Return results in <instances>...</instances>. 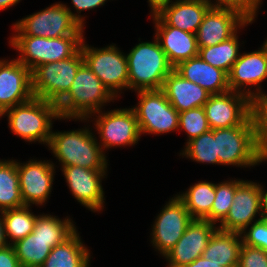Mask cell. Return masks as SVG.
<instances>
[{
    "label": "cell",
    "mask_w": 267,
    "mask_h": 267,
    "mask_svg": "<svg viewBox=\"0 0 267 267\" xmlns=\"http://www.w3.org/2000/svg\"><path fill=\"white\" fill-rule=\"evenodd\" d=\"M70 7L55 3L13 24L15 34L45 38L84 35V27L71 15Z\"/></svg>",
    "instance_id": "cell-8"
},
{
    "label": "cell",
    "mask_w": 267,
    "mask_h": 267,
    "mask_svg": "<svg viewBox=\"0 0 267 267\" xmlns=\"http://www.w3.org/2000/svg\"><path fill=\"white\" fill-rule=\"evenodd\" d=\"M189 1H201V2H209V0H189Z\"/></svg>",
    "instance_id": "cell-47"
},
{
    "label": "cell",
    "mask_w": 267,
    "mask_h": 267,
    "mask_svg": "<svg viewBox=\"0 0 267 267\" xmlns=\"http://www.w3.org/2000/svg\"><path fill=\"white\" fill-rule=\"evenodd\" d=\"M4 220L5 233L9 245L31 234L36 222V215L30 206L1 211Z\"/></svg>",
    "instance_id": "cell-32"
},
{
    "label": "cell",
    "mask_w": 267,
    "mask_h": 267,
    "mask_svg": "<svg viewBox=\"0 0 267 267\" xmlns=\"http://www.w3.org/2000/svg\"><path fill=\"white\" fill-rule=\"evenodd\" d=\"M139 102L133 107L142 134H164L178 130L179 112L162 89L136 91Z\"/></svg>",
    "instance_id": "cell-10"
},
{
    "label": "cell",
    "mask_w": 267,
    "mask_h": 267,
    "mask_svg": "<svg viewBox=\"0 0 267 267\" xmlns=\"http://www.w3.org/2000/svg\"><path fill=\"white\" fill-rule=\"evenodd\" d=\"M4 115L13 134L26 142L38 141L47 146L52 134V119L61 120L57 104L37 97L6 109L1 117Z\"/></svg>",
    "instance_id": "cell-4"
},
{
    "label": "cell",
    "mask_w": 267,
    "mask_h": 267,
    "mask_svg": "<svg viewBox=\"0 0 267 267\" xmlns=\"http://www.w3.org/2000/svg\"><path fill=\"white\" fill-rule=\"evenodd\" d=\"M21 196L25 206L43 205L51 194L55 166L52 161L35 159L27 163L17 162Z\"/></svg>",
    "instance_id": "cell-17"
},
{
    "label": "cell",
    "mask_w": 267,
    "mask_h": 267,
    "mask_svg": "<svg viewBox=\"0 0 267 267\" xmlns=\"http://www.w3.org/2000/svg\"><path fill=\"white\" fill-rule=\"evenodd\" d=\"M21 0H0V10L8 9L16 4H18Z\"/></svg>",
    "instance_id": "cell-45"
},
{
    "label": "cell",
    "mask_w": 267,
    "mask_h": 267,
    "mask_svg": "<svg viewBox=\"0 0 267 267\" xmlns=\"http://www.w3.org/2000/svg\"><path fill=\"white\" fill-rule=\"evenodd\" d=\"M250 118L257 144L267 158V94L263 91L250 98Z\"/></svg>",
    "instance_id": "cell-34"
},
{
    "label": "cell",
    "mask_w": 267,
    "mask_h": 267,
    "mask_svg": "<svg viewBox=\"0 0 267 267\" xmlns=\"http://www.w3.org/2000/svg\"><path fill=\"white\" fill-rule=\"evenodd\" d=\"M241 246L240 233L217 228L211 235L202 257L211 259L222 267H238Z\"/></svg>",
    "instance_id": "cell-25"
},
{
    "label": "cell",
    "mask_w": 267,
    "mask_h": 267,
    "mask_svg": "<svg viewBox=\"0 0 267 267\" xmlns=\"http://www.w3.org/2000/svg\"><path fill=\"white\" fill-rule=\"evenodd\" d=\"M116 97L85 64L80 66L68 94L57 104L61 119H87Z\"/></svg>",
    "instance_id": "cell-2"
},
{
    "label": "cell",
    "mask_w": 267,
    "mask_h": 267,
    "mask_svg": "<svg viewBox=\"0 0 267 267\" xmlns=\"http://www.w3.org/2000/svg\"><path fill=\"white\" fill-rule=\"evenodd\" d=\"M162 90L179 113L203 107L211 95L200 85L184 79L174 69L166 77Z\"/></svg>",
    "instance_id": "cell-23"
},
{
    "label": "cell",
    "mask_w": 267,
    "mask_h": 267,
    "mask_svg": "<svg viewBox=\"0 0 267 267\" xmlns=\"http://www.w3.org/2000/svg\"><path fill=\"white\" fill-rule=\"evenodd\" d=\"M185 148L180 155L190 158L195 162L217 164L219 157L216 155V139H214V129L201 134L200 136L186 142Z\"/></svg>",
    "instance_id": "cell-33"
},
{
    "label": "cell",
    "mask_w": 267,
    "mask_h": 267,
    "mask_svg": "<svg viewBox=\"0 0 267 267\" xmlns=\"http://www.w3.org/2000/svg\"><path fill=\"white\" fill-rule=\"evenodd\" d=\"M192 220L184 202L177 195L170 198L153 224L152 246L164 256L176 245Z\"/></svg>",
    "instance_id": "cell-12"
},
{
    "label": "cell",
    "mask_w": 267,
    "mask_h": 267,
    "mask_svg": "<svg viewBox=\"0 0 267 267\" xmlns=\"http://www.w3.org/2000/svg\"><path fill=\"white\" fill-rule=\"evenodd\" d=\"M0 267H22L12 245L0 249Z\"/></svg>",
    "instance_id": "cell-41"
},
{
    "label": "cell",
    "mask_w": 267,
    "mask_h": 267,
    "mask_svg": "<svg viewBox=\"0 0 267 267\" xmlns=\"http://www.w3.org/2000/svg\"><path fill=\"white\" fill-rule=\"evenodd\" d=\"M0 249L6 248L9 243L7 241L6 233H5V227H4V220L2 212H0Z\"/></svg>",
    "instance_id": "cell-44"
},
{
    "label": "cell",
    "mask_w": 267,
    "mask_h": 267,
    "mask_svg": "<svg viewBox=\"0 0 267 267\" xmlns=\"http://www.w3.org/2000/svg\"><path fill=\"white\" fill-rule=\"evenodd\" d=\"M174 70L184 79L203 87L211 95L230 91L228 74L203 61L199 55L180 62Z\"/></svg>",
    "instance_id": "cell-22"
},
{
    "label": "cell",
    "mask_w": 267,
    "mask_h": 267,
    "mask_svg": "<svg viewBox=\"0 0 267 267\" xmlns=\"http://www.w3.org/2000/svg\"><path fill=\"white\" fill-rule=\"evenodd\" d=\"M244 180H227L216 183V195L211 209V222L219 224L226 218L233 203L235 191Z\"/></svg>",
    "instance_id": "cell-35"
},
{
    "label": "cell",
    "mask_w": 267,
    "mask_h": 267,
    "mask_svg": "<svg viewBox=\"0 0 267 267\" xmlns=\"http://www.w3.org/2000/svg\"><path fill=\"white\" fill-rule=\"evenodd\" d=\"M178 130L186 132L187 142L210 130L203 107H196L179 113Z\"/></svg>",
    "instance_id": "cell-36"
},
{
    "label": "cell",
    "mask_w": 267,
    "mask_h": 267,
    "mask_svg": "<svg viewBox=\"0 0 267 267\" xmlns=\"http://www.w3.org/2000/svg\"><path fill=\"white\" fill-rule=\"evenodd\" d=\"M155 29V37L173 67L182 61L198 56L196 34L172 26H155Z\"/></svg>",
    "instance_id": "cell-24"
},
{
    "label": "cell",
    "mask_w": 267,
    "mask_h": 267,
    "mask_svg": "<svg viewBox=\"0 0 267 267\" xmlns=\"http://www.w3.org/2000/svg\"><path fill=\"white\" fill-rule=\"evenodd\" d=\"M74 198L92 212L104 209L102 179L107 170H90L77 165L60 167Z\"/></svg>",
    "instance_id": "cell-18"
},
{
    "label": "cell",
    "mask_w": 267,
    "mask_h": 267,
    "mask_svg": "<svg viewBox=\"0 0 267 267\" xmlns=\"http://www.w3.org/2000/svg\"><path fill=\"white\" fill-rule=\"evenodd\" d=\"M184 267H222L220 264L213 262L211 259H205L202 256Z\"/></svg>",
    "instance_id": "cell-43"
},
{
    "label": "cell",
    "mask_w": 267,
    "mask_h": 267,
    "mask_svg": "<svg viewBox=\"0 0 267 267\" xmlns=\"http://www.w3.org/2000/svg\"><path fill=\"white\" fill-rule=\"evenodd\" d=\"M258 49L240 53L228 74L230 91L243 93L249 98L262 92L261 82L267 79V46L263 43ZM252 87L256 89L252 91Z\"/></svg>",
    "instance_id": "cell-16"
},
{
    "label": "cell",
    "mask_w": 267,
    "mask_h": 267,
    "mask_svg": "<svg viewBox=\"0 0 267 267\" xmlns=\"http://www.w3.org/2000/svg\"><path fill=\"white\" fill-rule=\"evenodd\" d=\"M264 44L267 46V39H265Z\"/></svg>",
    "instance_id": "cell-48"
},
{
    "label": "cell",
    "mask_w": 267,
    "mask_h": 267,
    "mask_svg": "<svg viewBox=\"0 0 267 267\" xmlns=\"http://www.w3.org/2000/svg\"><path fill=\"white\" fill-rule=\"evenodd\" d=\"M126 57L128 89L135 92L162 89L166 77L174 69L155 36L153 42L136 44Z\"/></svg>",
    "instance_id": "cell-3"
},
{
    "label": "cell",
    "mask_w": 267,
    "mask_h": 267,
    "mask_svg": "<svg viewBox=\"0 0 267 267\" xmlns=\"http://www.w3.org/2000/svg\"><path fill=\"white\" fill-rule=\"evenodd\" d=\"M92 115L97 117L94 118L96 120L93 124L99 134L100 142L98 143L101 144L103 151L112 147L134 146L140 141L141 132L132 107L107 112L101 110L91 114L87 119H75V121H89Z\"/></svg>",
    "instance_id": "cell-11"
},
{
    "label": "cell",
    "mask_w": 267,
    "mask_h": 267,
    "mask_svg": "<svg viewBox=\"0 0 267 267\" xmlns=\"http://www.w3.org/2000/svg\"><path fill=\"white\" fill-rule=\"evenodd\" d=\"M16 160H0V212L24 207Z\"/></svg>",
    "instance_id": "cell-28"
},
{
    "label": "cell",
    "mask_w": 267,
    "mask_h": 267,
    "mask_svg": "<svg viewBox=\"0 0 267 267\" xmlns=\"http://www.w3.org/2000/svg\"><path fill=\"white\" fill-rule=\"evenodd\" d=\"M240 234L243 244L258 247L267 252V221L263 218L254 221L250 228L246 227Z\"/></svg>",
    "instance_id": "cell-37"
},
{
    "label": "cell",
    "mask_w": 267,
    "mask_h": 267,
    "mask_svg": "<svg viewBox=\"0 0 267 267\" xmlns=\"http://www.w3.org/2000/svg\"><path fill=\"white\" fill-rule=\"evenodd\" d=\"M185 204L193 219L211 222V209L216 195V183L199 181L187 191L176 194Z\"/></svg>",
    "instance_id": "cell-27"
},
{
    "label": "cell",
    "mask_w": 267,
    "mask_h": 267,
    "mask_svg": "<svg viewBox=\"0 0 267 267\" xmlns=\"http://www.w3.org/2000/svg\"><path fill=\"white\" fill-rule=\"evenodd\" d=\"M73 7L77 13L71 12V15L84 27V16L80 15L81 11L92 10L98 8L99 6H104L107 0H71Z\"/></svg>",
    "instance_id": "cell-40"
},
{
    "label": "cell",
    "mask_w": 267,
    "mask_h": 267,
    "mask_svg": "<svg viewBox=\"0 0 267 267\" xmlns=\"http://www.w3.org/2000/svg\"><path fill=\"white\" fill-rule=\"evenodd\" d=\"M252 23L253 20H249L236 9L211 7L196 32L197 45L198 47L217 45Z\"/></svg>",
    "instance_id": "cell-15"
},
{
    "label": "cell",
    "mask_w": 267,
    "mask_h": 267,
    "mask_svg": "<svg viewBox=\"0 0 267 267\" xmlns=\"http://www.w3.org/2000/svg\"><path fill=\"white\" fill-rule=\"evenodd\" d=\"M239 36L237 33L226 41L210 47H198V55L200 58L229 74L233 64L238 59L239 52Z\"/></svg>",
    "instance_id": "cell-30"
},
{
    "label": "cell",
    "mask_w": 267,
    "mask_h": 267,
    "mask_svg": "<svg viewBox=\"0 0 267 267\" xmlns=\"http://www.w3.org/2000/svg\"><path fill=\"white\" fill-rule=\"evenodd\" d=\"M33 97L31 70L18 59L0 60V112Z\"/></svg>",
    "instance_id": "cell-19"
},
{
    "label": "cell",
    "mask_w": 267,
    "mask_h": 267,
    "mask_svg": "<svg viewBox=\"0 0 267 267\" xmlns=\"http://www.w3.org/2000/svg\"><path fill=\"white\" fill-rule=\"evenodd\" d=\"M81 44L85 64L100 79L103 85L116 97L122 90L128 89V63L126 54L115 44L104 48H94Z\"/></svg>",
    "instance_id": "cell-9"
},
{
    "label": "cell",
    "mask_w": 267,
    "mask_h": 267,
    "mask_svg": "<svg viewBox=\"0 0 267 267\" xmlns=\"http://www.w3.org/2000/svg\"><path fill=\"white\" fill-rule=\"evenodd\" d=\"M71 218L60 219L50 214H40L32 233L42 240H53L57 245L67 240L77 229Z\"/></svg>",
    "instance_id": "cell-31"
},
{
    "label": "cell",
    "mask_w": 267,
    "mask_h": 267,
    "mask_svg": "<svg viewBox=\"0 0 267 267\" xmlns=\"http://www.w3.org/2000/svg\"><path fill=\"white\" fill-rule=\"evenodd\" d=\"M203 108L210 129L253 125L250 118V98L243 93L228 91L210 95Z\"/></svg>",
    "instance_id": "cell-13"
},
{
    "label": "cell",
    "mask_w": 267,
    "mask_h": 267,
    "mask_svg": "<svg viewBox=\"0 0 267 267\" xmlns=\"http://www.w3.org/2000/svg\"><path fill=\"white\" fill-rule=\"evenodd\" d=\"M150 9H151V17L158 15L165 7H168L171 3H173L172 0H148Z\"/></svg>",
    "instance_id": "cell-42"
},
{
    "label": "cell",
    "mask_w": 267,
    "mask_h": 267,
    "mask_svg": "<svg viewBox=\"0 0 267 267\" xmlns=\"http://www.w3.org/2000/svg\"><path fill=\"white\" fill-rule=\"evenodd\" d=\"M209 0L212 7L232 8L241 12L249 20H253L257 16L259 6L262 4V0Z\"/></svg>",
    "instance_id": "cell-38"
},
{
    "label": "cell",
    "mask_w": 267,
    "mask_h": 267,
    "mask_svg": "<svg viewBox=\"0 0 267 267\" xmlns=\"http://www.w3.org/2000/svg\"><path fill=\"white\" fill-rule=\"evenodd\" d=\"M214 139L219 165L248 168L267 161L257 144L253 125L214 129Z\"/></svg>",
    "instance_id": "cell-6"
},
{
    "label": "cell",
    "mask_w": 267,
    "mask_h": 267,
    "mask_svg": "<svg viewBox=\"0 0 267 267\" xmlns=\"http://www.w3.org/2000/svg\"><path fill=\"white\" fill-rule=\"evenodd\" d=\"M216 226L206 219H193L176 245L163 256L168 267H184L201 257Z\"/></svg>",
    "instance_id": "cell-20"
},
{
    "label": "cell",
    "mask_w": 267,
    "mask_h": 267,
    "mask_svg": "<svg viewBox=\"0 0 267 267\" xmlns=\"http://www.w3.org/2000/svg\"><path fill=\"white\" fill-rule=\"evenodd\" d=\"M83 63L80 49L74 56L35 67L31 71L33 96L58 104L68 94Z\"/></svg>",
    "instance_id": "cell-7"
},
{
    "label": "cell",
    "mask_w": 267,
    "mask_h": 267,
    "mask_svg": "<svg viewBox=\"0 0 267 267\" xmlns=\"http://www.w3.org/2000/svg\"><path fill=\"white\" fill-rule=\"evenodd\" d=\"M89 129L88 126L72 131H52L48 148L62 167L77 165L90 170H107L105 151Z\"/></svg>",
    "instance_id": "cell-1"
},
{
    "label": "cell",
    "mask_w": 267,
    "mask_h": 267,
    "mask_svg": "<svg viewBox=\"0 0 267 267\" xmlns=\"http://www.w3.org/2000/svg\"><path fill=\"white\" fill-rule=\"evenodd\" d=\"M83 39V35L60 38L13 35L9 44L20 53L17 59L32 71L39 65L74 56L80 50Z\"/></svg>",
    "instance_id": "cell-5"
},
{
    "label": "cell",
    "mask_w": 267,
    "mask_h": 267,
    "mask_svg": "<svg viewBox=\"0 0 267 267\" xmlns=\"http://www.w3.org/2000/svg\"><path fill=\"white\" fill-rule=\"evenodd\" d=\"M262 204H263V214L262 218L267 221V190L263 187V194H262Z\"/></svg>",
    "instance_id": "cell-46"
},
{
    "label": "cell",
    "mask_w": 267,
    "mask_h": 267,
    "mask_svg": "<svg viewBox=\"0 0 267 267\" xmlns=\"http://www.w3.org/2000/svg\"><path fill=\"white\" fill-rule=\"evenodd\" d=\"M12 246L22 267H41L57 244L53 240L39 239L31 233Z\"/></svg>",
    "instance_id": "cell-29"
},
{
    "label": "cell",
    "mask_w": 267,
    "mask_h": 267,
    "mask_svg": "<svg viewBox=\"0 0 267 267\" xmlns=\"http://www.w3.org/2000/svg\"><path fill=\"white\" fill-rule=\"evenodd\" d=\"M263 186L261 184L245 180L236 189L233 203L226 218L220 223L218 229L223 231L241 233L253 221L262 218ZM259 213L260 218L255 220Z\"/></svg>",
    "instance_id": "cell-14"
},
{
    "label": "cell",
    "mask_w": 267,
    "mask_h": 267,
    "mask_svg": "<svg viewBox=\"0 0 267 267\" xmlns=\"http://www.w3.org/2000/svg\"><path fill=\"white\" fill-rule=\"evenodd\" d=\"M238 267H267V252L242 243Z\"/></svg>",
    "instance_id": "cell-39"
},
{
    "label": "cell",
    "mask_w": 267,
    "mask_h": 267,
    "mask_svg": "<svg viewBox=\"0 0 267 267\" xmlns=\"http://www.w3.org/2000/svg\"><path fill=\"white\" fill-rule=\"evenodd\" d=\"M77 230L63 243L55 246L41 267H89L90 251Z\"/></svg>",
    "instance_id": "cell-26"
},
{
    "label": "cell",
    "mask_w": 267,
    "mask_h": 267,
    "mask_svg": "<svg viewBox=\"0 0 267 267\" xmlns=\"http://www.w3.org/2000/svg\"><path fill=\"white\" fill-rule=\"evenodd\" d=\"M211 7L209 2L176 0L152 18L155 26H172L196 34Z\"/></svg>",
    "instance_id": "cell-21"
}]
</instances>
